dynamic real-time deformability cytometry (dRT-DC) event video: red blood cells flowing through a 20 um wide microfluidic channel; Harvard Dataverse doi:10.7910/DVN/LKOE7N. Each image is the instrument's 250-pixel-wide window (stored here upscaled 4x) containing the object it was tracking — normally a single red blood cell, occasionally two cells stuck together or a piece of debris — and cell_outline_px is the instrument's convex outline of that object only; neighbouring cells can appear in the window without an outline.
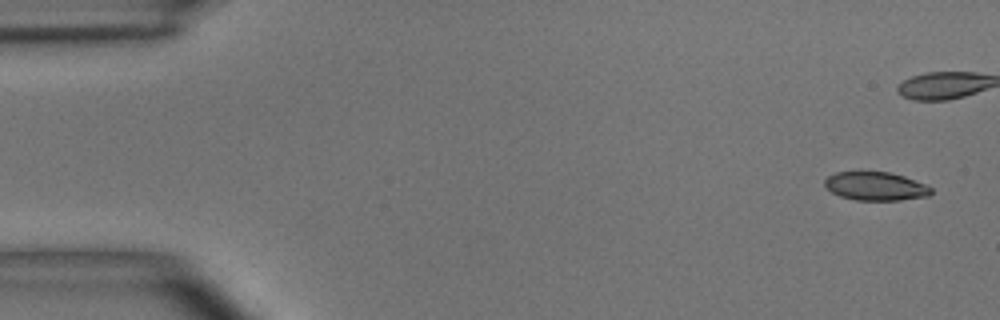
{"species": "common noctule bat (a hibernating species)", "species_latin": "Nyctalus noctula", "temperature_condition": "room temperature", "stored_images_in_passage": 6, "camera_frame_rate_fps": 3000, "um_per_image_px": 0.085, "animal": {"sex": "male", "body_mass_g": 15.6}, "frame": {"image": 1, "passage_image": 1, "time_ms": 0.0, "image_size_px": [1000, 320], "cell_outline_px": [[932, 192], [928, 196], [900, 200], [856, 200], [840, 196], [832, 192], [824, 184], [824, 180], [828, 176], [836, 172], [888, 172], [904, 176], [924, 184], [932, 188]], "centroid_in_image_um": [74.42, 15.83], "position_along_channel_um": 10.6, "area_um2": 17.51}}